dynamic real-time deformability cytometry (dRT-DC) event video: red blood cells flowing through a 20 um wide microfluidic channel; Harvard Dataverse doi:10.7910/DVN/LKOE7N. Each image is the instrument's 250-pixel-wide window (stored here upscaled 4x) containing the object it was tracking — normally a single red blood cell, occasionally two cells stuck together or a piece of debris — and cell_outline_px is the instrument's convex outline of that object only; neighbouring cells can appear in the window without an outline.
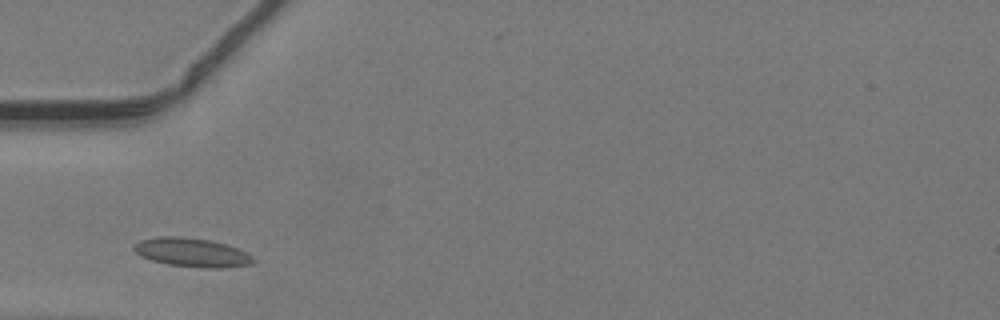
{"species": "common noctule bat (a hibernating species)", "species_latin": "Nyctalus noctula", "temperature_condition": "warm", "stored_images_in_passage": 14, "camera_frame_rate_fps": 3000, "um_per_image_px": 0.085, "animal": {"sex": "male", "body_mass_g": 19.2, "forearm_length_mm": 51.8}, "frame": {"image": 1, "passage_image": 3, "time_ms": 0.667, "image_size_px": [1000, 320], "cell_outline_px": [[256, 260], [248, 264], [224, 268], [204, 268], [168, 264], [152, 260], [140, 256], [132, 248], [140, 240], [160, 236], [184, 236], [208, 240], [224, 244], [236, 248], [252, 256]], "centroid_in_image_um": [16.28, 21.45], "position_along_channel_um": 68.7, "area_um2": 19.83}}
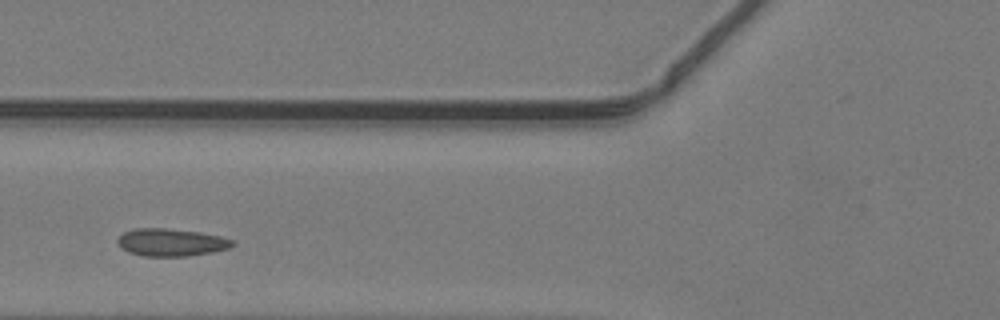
{"frame": {"image": 2, "passage_image": 6, "time_ms": 1.667, "image_size_px": [1000, 320], "cell_outline_px": [[236, 244], [228, 248], [212, 252], [188, 256], [144, 256], [128, 252], [120, 248], [116, 240], [124, 232], [136, 228], [164, 228], [200, 232], [220, 236], [236, 240]], "centroid_in_image_um": [14.56, 20.6], "position_along_channel_um": 111.2, "area_um2": 18.55}}
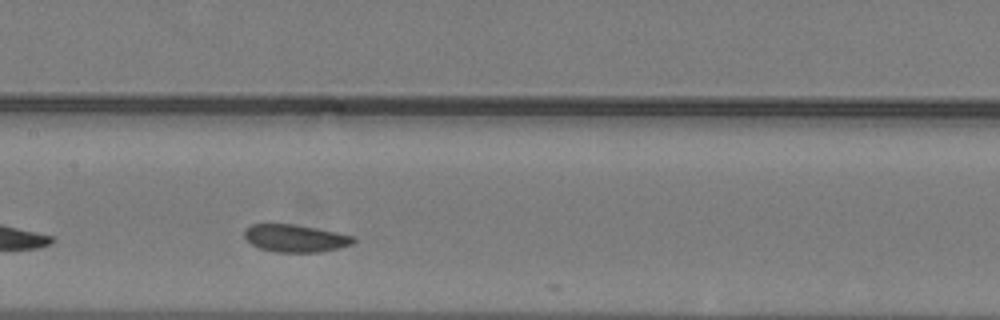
{"frame": {"image": 3, "passage_image": 11, "time_ms": 3.333, "image_size_px": [1000, 320], "cell_outline_px": [[356, 240], [352, 244], [340, 248], [320, 252], [276, 252], [260, 248], [252, 244], [244, 236], [244, 228], [252, 224], [292, 224], [316, 228], [336, 232], [352, 236]], "centroid_in_image_um": [25.09, 20.25], "position_along_channel_um": 182.3, "area_um2": 17.4}}